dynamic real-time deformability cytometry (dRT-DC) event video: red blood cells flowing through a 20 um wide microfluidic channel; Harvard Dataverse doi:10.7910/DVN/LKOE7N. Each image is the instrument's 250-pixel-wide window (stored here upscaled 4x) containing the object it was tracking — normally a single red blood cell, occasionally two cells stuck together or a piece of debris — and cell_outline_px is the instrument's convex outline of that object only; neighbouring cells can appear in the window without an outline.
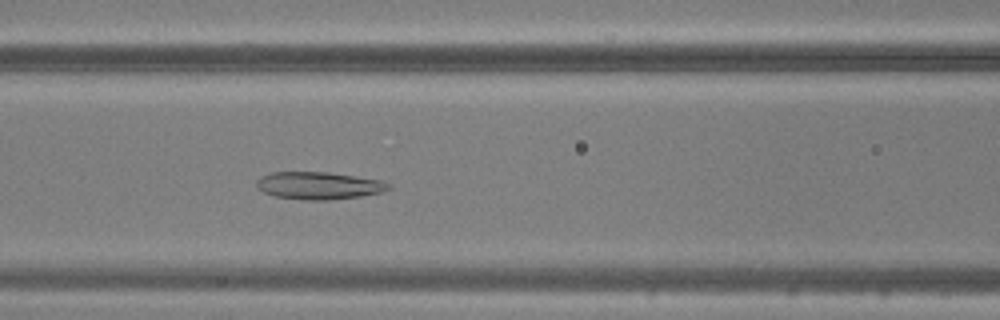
{"species": "common noctule bat (a hibernating species)", "species_latin": "Nyctalus noctula", "temperature_condition": "warm", "stored_images_in_passage": 50, "camera_frame_rate_fps": 3000, "um_per_image_px": 0.085, "animal": {"sex": "male", "body_mass_g": 20.5, "forearm_length_mm": 52.5}, "frame": {"image": 1, "passage_image": 22, "time_ms": 7.0, "image_size_px": [1000, 320], "cell_outline_px": [[392, 188], [380, 192], [360, 196], [328, 200], [304, 200], [276, 196], [264, 192], [256, 188], [256, 180], [260, 176], [272, 172], [328, 172], [380, 180], [392, 184]], "centroid_in_image_um": [27.07, 15.77], "position_along_channel_um": 139.5, "area_um2": 21.1}}
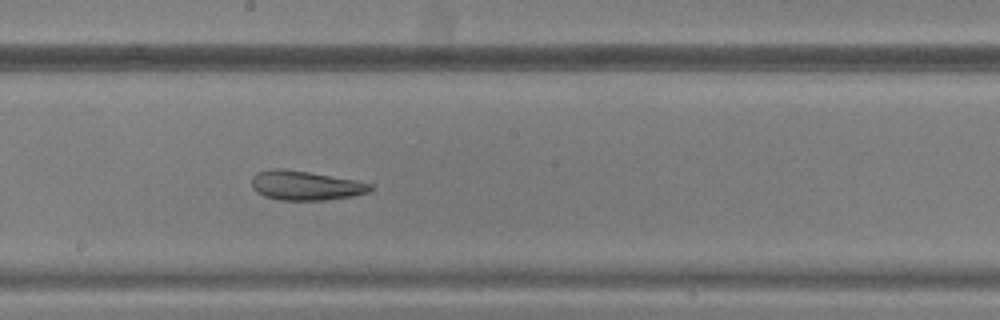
{"frame": {"image": 2, "passage_image": 28, "time_ms": 9.0, "image_size_px": [1000, 320], "cell_outline_px": [[376, 188], [368, 192], [352, 196], [328, 200], [280, 200], [264, 196], [256, 192], [252, 188], [252, 176], [256, 172], [272, 168], [284, 168], [356, 180], [372, 184]], "centroid_in_image_um": [25.96, 15.76], "position_along_channel_um": 222.2, "area_um2": 20.52}}
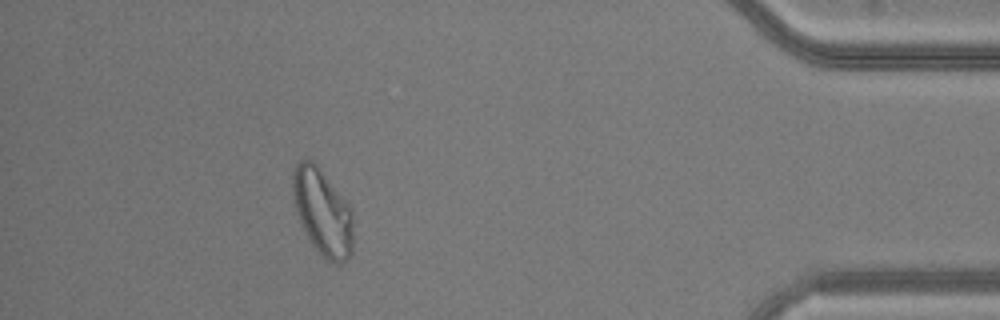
{"frame": {"image": 3, "passage_image": 45, "time_ms": 14.667, "image_size_px": [1000, 320], "cell_outline_px": [[352, 252], [344, 260], [328, 260], [312, 244], [300, 224], [296, 212], [292, 192], [292, 172], [296, 164], [300, 160], [312, 160], [320, 168], [352, 208]], "centroid_in_image_um": [27.39, 17.96], "position_along_channel_um": 407.8, "area_um2": 30.06}}